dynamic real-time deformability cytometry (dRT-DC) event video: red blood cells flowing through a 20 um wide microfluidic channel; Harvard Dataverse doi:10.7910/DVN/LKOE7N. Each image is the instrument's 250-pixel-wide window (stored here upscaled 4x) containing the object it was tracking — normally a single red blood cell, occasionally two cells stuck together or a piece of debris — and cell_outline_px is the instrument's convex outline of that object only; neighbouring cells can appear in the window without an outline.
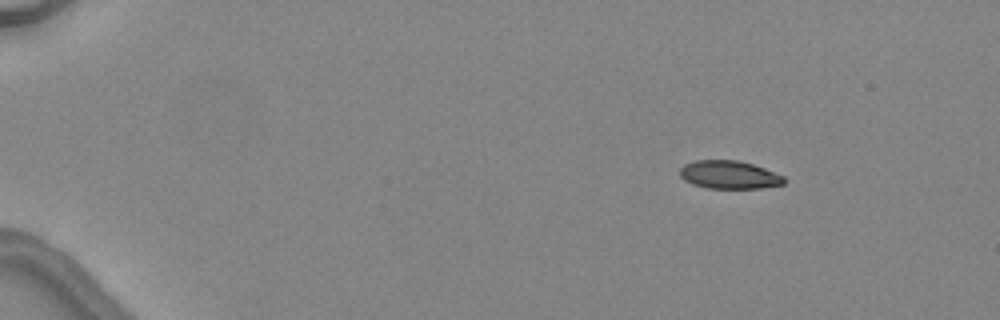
{"species": "common noctule bat (a hibernating species)", "species_latin": "Nyctalus noctula", "temperature_condition": "warm", "stored_images_in_passage": 6, "camera_frame_rate_fps": 3000, "um_per_image_px": 0.085, "animal": {"sex": "female", "body_mass_g": 24.6, "forearm_length_mm": 56.2}, "frame": {"image": 1, "passage_image": 1, "time_ms": 0.0, "image_size_px": [1000, 320], "cell_outline_px": [[784, 184], [760, 188], [708, 188], [692, 184], [684, 180], [680, 176], [680, 168], [684, 164], [696, 160], [736, 160], [752, 164], [764, 168], [784, 176]], "centroid_in_image_um": [61.95, 14.85], "position_along_channel_um": 23.0, "area_um2": 16.99}}
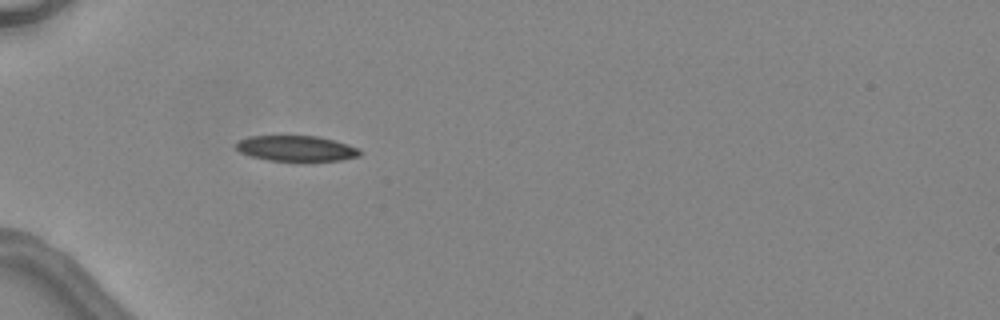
{"frame": {"image": 2, "passage_image": 4, "time_ms": 3.333, "image_size_px": [1000, 320], "cell_outline_px": [[360, 156], [340, 160], [268, 160], [252, 156], [240, 152], [236, 148], [236, 144], [240, 140], [248, 136], [320, 136], [348, 144], [360, 148]], "centroid_in_image_um": [25.2, 12.6], "position_along_channel_um": 59.8, "area_um2": 18.21}}